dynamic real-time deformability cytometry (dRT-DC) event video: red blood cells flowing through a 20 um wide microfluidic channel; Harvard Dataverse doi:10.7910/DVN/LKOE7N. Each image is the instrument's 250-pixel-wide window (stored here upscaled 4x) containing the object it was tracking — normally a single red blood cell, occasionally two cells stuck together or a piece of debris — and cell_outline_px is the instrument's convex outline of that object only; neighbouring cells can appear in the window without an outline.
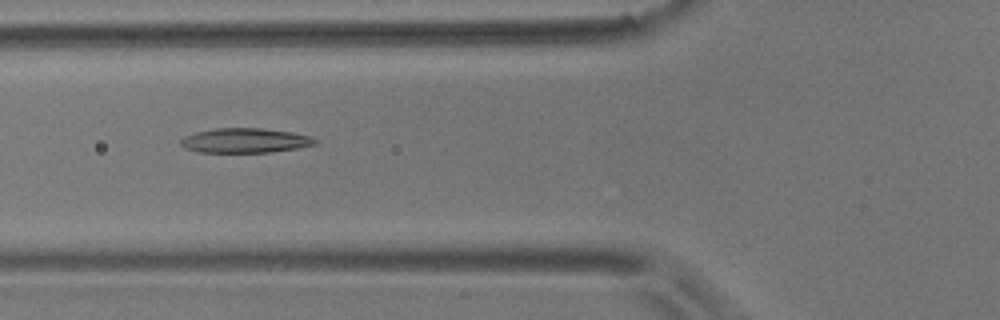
{"species": "common noctule bat (a hibernating species)", "species_latin": "Nyctalus noctula", "temperature_condition": "room temperature", "stored_images_in_passage": 7, "camera_frame_rate_fps": 3000, "um_per_image_px": 0.085, "animal": {"sex": "male", "body_mass_g": 17.9}, "frame": {"image": 1, "passage_image": 6, "time_ms": 1.667, "image_size_px": [1000, 320], "cell_outline_px": [[316, 144], [296, 148], [272, 152], [196, 152], [184, 148], [180, 144], [180, 140], [184, 136], [196, 132], [216, 128], [260, 128], [292, 132], [308, 136], [316, 140]], "centroid_in_image_um": [20.77, 11.94], "position_along_channel_um": 105.0, "area_um2": 19.19}}
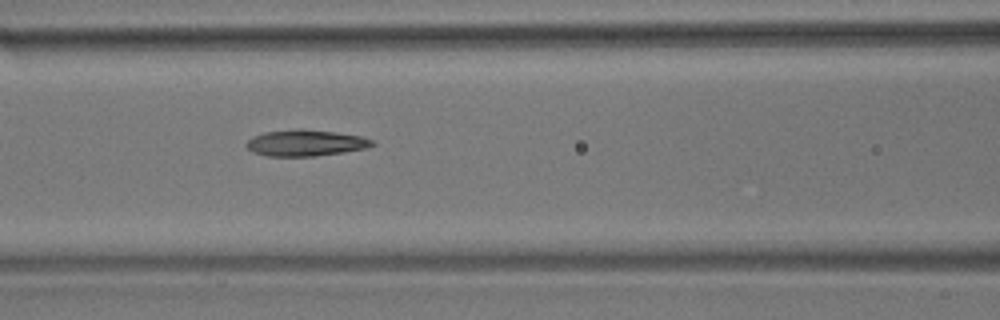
{"frame": {"image": 2, "passage_image": 7, "time_ms": 2.0, "image_size_px": [1000, 320], "cell_outline_px": [[376, 144], [368, 148], [344, 152], [316, 156], [264, 156], [252, 152], [244, 144], [252, 136], [264, 132], [292, 128], [300, 128], [336, 132], [364, 136], [372, 140]], "centroid_in_image_um": [25.97, 12.14], "position_along_channel_um": 140.6, "area_um2": 19.71}}